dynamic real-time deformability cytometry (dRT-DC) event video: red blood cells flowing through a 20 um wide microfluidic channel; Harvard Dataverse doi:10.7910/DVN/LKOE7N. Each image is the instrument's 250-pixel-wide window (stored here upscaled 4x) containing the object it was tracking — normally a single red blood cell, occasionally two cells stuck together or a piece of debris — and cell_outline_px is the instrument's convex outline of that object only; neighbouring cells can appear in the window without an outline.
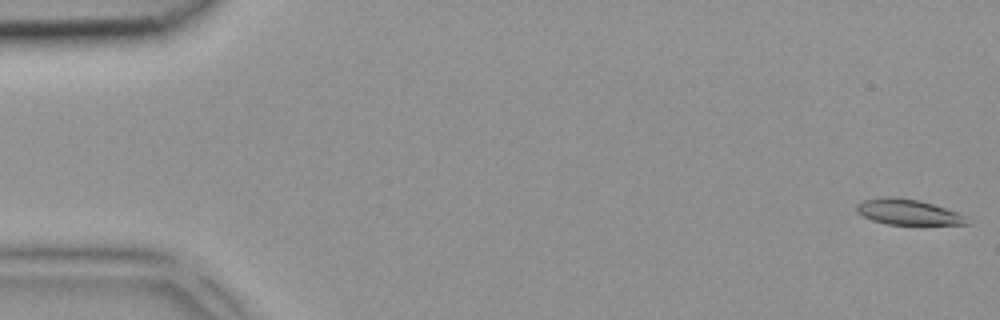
{"species": "common noctule bat (a hibernating species)", "species_latin": "Nyctalus noctula", "temperature_condition": "room temperature", "stored_images_in_passage": 3, "camera_frame_rate_fps": 3000, "um_per_image_px": 0.085, "animal": {"sex": "female", "body_mass_g": 18.4}, "frame": {"image": 1, "passage_image": 1, "time_ms": 0.0, "image_size_px": [1000, 320], "cell_outline_px": [[972, 224], [888, 224], [872, 220], [856, 212], [856, 204], [864, 200], [888, 196], [920, 200], [956, 212], [964, 216]], "centroid_in_image_um": [77.14, 18.02], "position_along_channel_um": 7.9, "area_um2": 16.13}}